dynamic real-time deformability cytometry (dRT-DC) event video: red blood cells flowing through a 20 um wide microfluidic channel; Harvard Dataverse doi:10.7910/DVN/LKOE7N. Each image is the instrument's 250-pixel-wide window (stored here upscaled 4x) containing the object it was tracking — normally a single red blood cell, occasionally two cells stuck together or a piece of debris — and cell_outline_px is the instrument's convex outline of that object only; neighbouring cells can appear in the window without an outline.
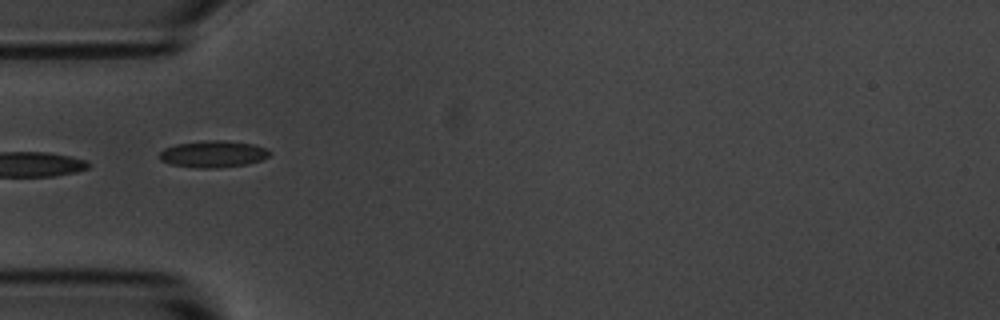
{"species": "common noctule bat (a hibernating species)", "species_latin": "Nyctalus noctula", "temperature_condition": "room temperature", "stored_images_in_passage": 13, "camera_frame_rate_fps": 3000, "um_per_image_px": 0.085, "animal": {"sex": "male", "body_mass_g": 20.1, "forearm_length_mm": 53.5}, "frame": {"image": 1, "passage_image": 1, "time_ms": 0.0, "image_size_px": [1000, 320], "cell_outline_px": [[272, 152], [268, 156], [260, 160], [248, 164], [216, 168], [196, 168], [168, 164], [160, 160], [160, 152], [164, 148], [176, 144], [208, 140], [224, 140], [252, 144], [264, 148]], "centroid_in_image_um": [18.08, 13.1], "position_along_channel_um": 66.9, "area_um2": 17.17}}